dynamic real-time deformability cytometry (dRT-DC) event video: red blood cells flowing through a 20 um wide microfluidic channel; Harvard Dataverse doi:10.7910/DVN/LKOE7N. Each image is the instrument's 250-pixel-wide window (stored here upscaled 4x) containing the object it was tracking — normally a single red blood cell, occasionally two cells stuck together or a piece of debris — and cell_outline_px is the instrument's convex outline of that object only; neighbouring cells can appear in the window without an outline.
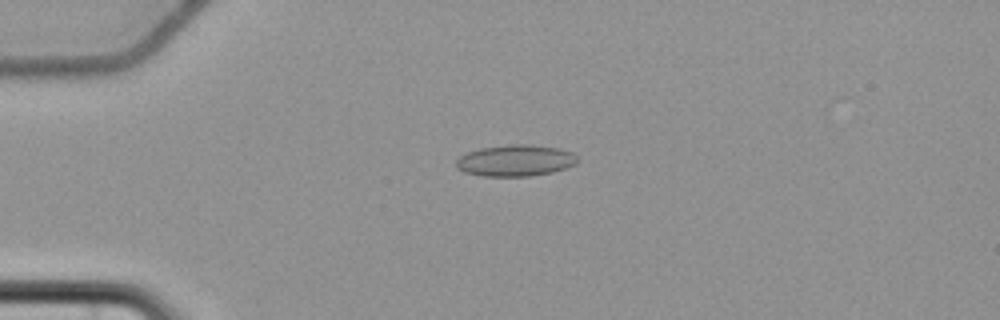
{"species": "common noctule bat (a hibernating species)", "species_latin": "Nyctalus noctula", "temperature_condition": "cold", "stored_images_in_passage": 3, "camera_frame_rate_fps": 3000, "um_per_image_px": 0.085, "animal": {"sex": "female", "body_mass_g": 22.7, "forearm_length_mm": 54.2}, "frame": {"image": 1, "passage_image": 2, "time_ms": 1.333, "image_size_px": [1000, 320], "cell_outline_px": [[576, 164], [552, 172], [532, 176], [480, 176], [464, 172], [456, 168], [456, 160], [460, 156], [468, 152], [480, 148], [512, 144], [528, 144], [560, 148], [572, 152], [576, 156]], "centroid_in_image_um": [43.79, 13.65], "position_along_channel_um": 41.2, "area_um2": 22.25}}